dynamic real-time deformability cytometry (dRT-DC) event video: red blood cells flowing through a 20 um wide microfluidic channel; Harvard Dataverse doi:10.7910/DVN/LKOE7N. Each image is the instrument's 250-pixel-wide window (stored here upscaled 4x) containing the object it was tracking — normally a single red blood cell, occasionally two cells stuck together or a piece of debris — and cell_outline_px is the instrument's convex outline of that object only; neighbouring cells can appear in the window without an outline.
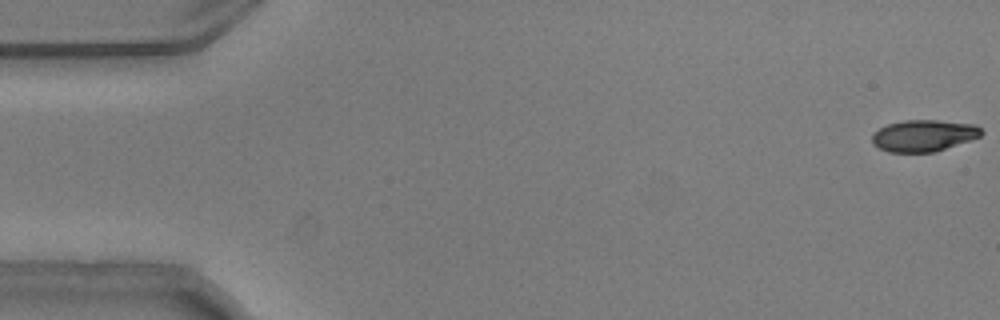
{"species": "common noctule bat (a hibernating species)", "species_latin": "Nyctalus noctula", "temperature_condition": "warm", "stored_images_in_passage": 54, "camera_frame_rate_fps": 3000, "um_per_image_px": 0.085, "animal": {"sex": "male", "body_mass_g": 20.5, "forearm_length_mm": 52.5}, "frame": {"image": 1, "passage_image": 1, "time_ms": 0.0, "image_size_px": [1000, 320], "cell_outline_px": [[984, 132], [980, 136], [932, 152], [888, 152], [872, 144], [872, 136], [880, 128], [888, 124], [904, 120], [940, 120], [976, 124]], "centroid_in_image_um": [78.5, 11.51], "position_along_channel_um": 6.5, "area_um2": 19.88}}
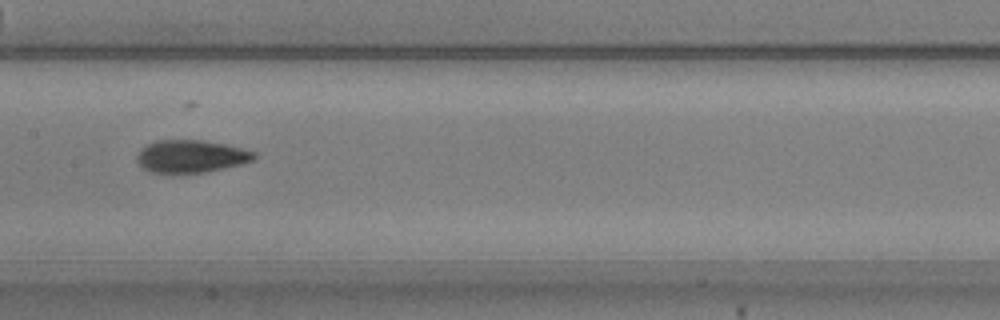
{"frame": {"image": 2, "passage_image": 27, "time_ms": 8.667, "image_size_px": [1000, 320], "cell_outline_px": [[256, 160], [224, 168], [204, 172], [148, 172], [136, 160], [136, 156], [140, 148], [156, 140], [204, 140], [228, 144], [256, 152]], "centroid_in_image_um": [16.26, 13.27], "position_along_channel_um": 191.1, "area_um2": 22.31}}
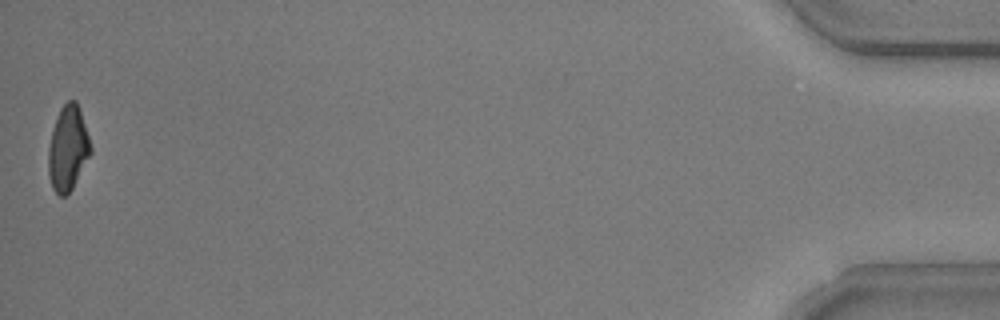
{"frame": {"image": 3, "passage_image": 54, "time_ms": 17.667, "image_size_px": [1000, 320], "cell_outline_px": [[92, 152], [72, 188], [64, 196], [60, 196], [52, 188], [48, 172], [48, 148], [56, 116], [60, 108], [68, 100], [76, 100], [92, 148]], "centroid_in_image_um": [5.76, 12.61], "position_along_channel_um": 429.4, "area_um2": 20.63}, "authors_computed_cell_mechanics": {"area_um2": 21.8484, "velocity_mm_per_s": 3.7466, "shape_relaxation_time_tau1_ms": 3.8969, "shape_relaxation_time_tau2_ms": 2.135, "deformation_change_tau1": 0.1742, "deformation_change_tau2": 0.0662}}